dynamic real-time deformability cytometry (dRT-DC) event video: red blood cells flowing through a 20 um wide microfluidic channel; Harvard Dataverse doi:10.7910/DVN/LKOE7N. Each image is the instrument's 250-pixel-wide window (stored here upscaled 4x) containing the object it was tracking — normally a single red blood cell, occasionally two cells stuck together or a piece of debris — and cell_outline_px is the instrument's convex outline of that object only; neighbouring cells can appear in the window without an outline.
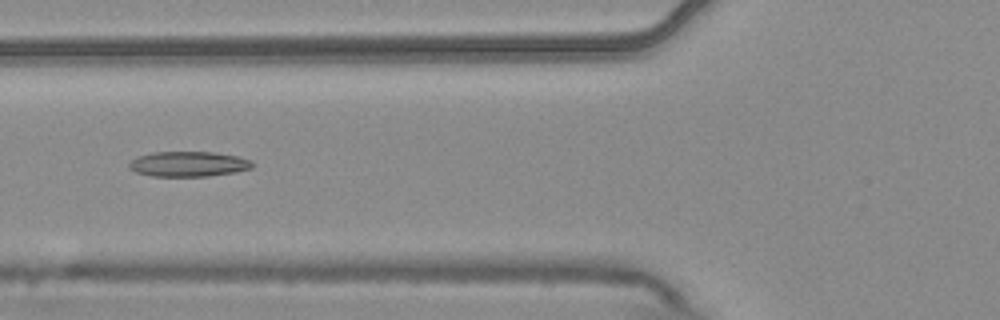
{"species": "common noctule bat (a hibernating species)", "species_latin": "Nyctalus noctula", "temperature_condition": "warm", "stored_images_in_passage": 5, "camera_frame_rate_fps": 3000, "um_per_image_px": 0.085, "animal": {"sex": "male", "body_mass_g": 20.4}, "frame": {"image": 1, "passage_image": 5, "time_ms": 1.333, "image_size_px": [1000, 320], "cell_outline_px": [[256, 164], [252, 168], [236, 172], [208, 176], [152, 176], [136, 172], [128, 168], [128, 164], [136, 156], [152, 152], [212, 152], [236, 156], [252, 160]], "centroid_in_image_um": [16.02, 13.94], "position_along_channel_um": 109.8, "area_um2": 18.21}}